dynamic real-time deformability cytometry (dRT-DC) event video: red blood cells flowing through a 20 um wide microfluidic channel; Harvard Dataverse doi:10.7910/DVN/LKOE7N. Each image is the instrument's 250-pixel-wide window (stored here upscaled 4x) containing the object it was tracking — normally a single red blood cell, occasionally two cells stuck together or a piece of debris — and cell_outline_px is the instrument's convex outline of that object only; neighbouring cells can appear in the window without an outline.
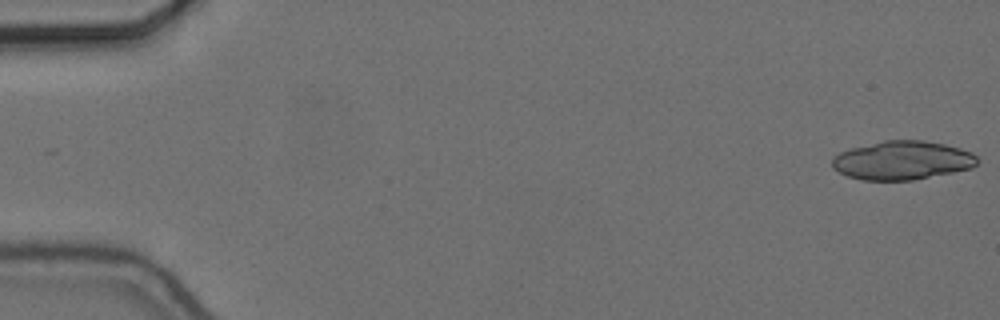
{"species": "common noctule bat (a hibernating species)", "species_latin": "Nyctalus noctula", "temperature_condition": "cold", "stored_images_in_passage": 34, "segment_of_instrument_passage": [1, 2], "camera_frame_rate_fps": 3000, "um_per_image_px": 0.085, "animal": {"sex": "female", "body_mass_g": 24.6, "forearm_length_mm": 56.2}, "frame": {"image": 1, "passage_image": 1, "time_ms": 0.0, "image_size_px": [1000, 320], "cell_outline_px": [[980, 160], [972, 168], [912, 180], [864, 180], [848, 176], [832, 168], [832, 160], [840, 152], [852, 148], [884, 140], [924, 140], [944, 144], [960, 148], [972, 152]], "centroid_in_image_um": [76.72, 13.62], "position_along_channel_um": 8.3, "area_um2": 32.6}}